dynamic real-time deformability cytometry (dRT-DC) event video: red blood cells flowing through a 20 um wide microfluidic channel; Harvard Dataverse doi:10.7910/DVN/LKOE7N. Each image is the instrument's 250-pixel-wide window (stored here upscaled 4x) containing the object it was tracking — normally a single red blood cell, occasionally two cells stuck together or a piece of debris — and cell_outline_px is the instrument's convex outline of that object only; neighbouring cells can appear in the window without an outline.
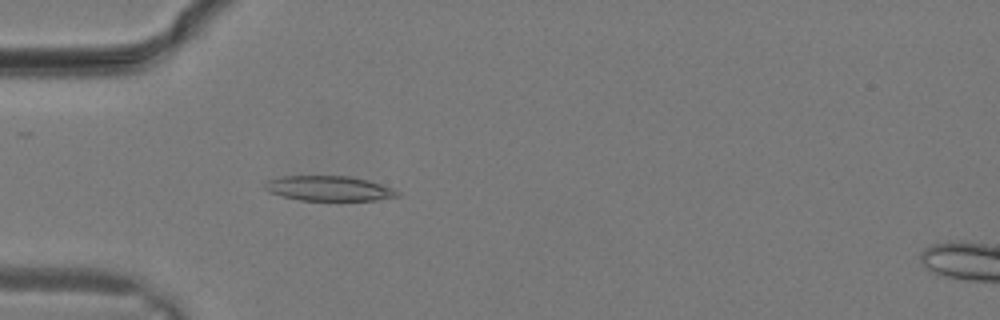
{"species": "common noctule bat (a hibernating species)", "species_latin": "Nyctalus noctula", "temperature_condition": "warm", "stored_images_in_passage": 20, "camera_frame_rate_fps": 3000, "um_per_image_px": 0.085, "animal": {"sex": "male", "body_mass_g": 19.2, "forearm_length_mm": 51.8}, "frame": {"image": 1, "passage_image": 2, "time_ms": 0.333, "image_size_px": [1000, 320], "cell_outline_px": [[400, 196], [376, 200], [300, 200], [268, 192], [264, 188], [264, 184], [268, 180], [284, 176], [352, 176], [368, 180], [392, 188], [400, 192]], "centroid_in_image_um": [27.97, 16.01], "position_along_channel_um": 57.0, "area_um2": 19.19}}
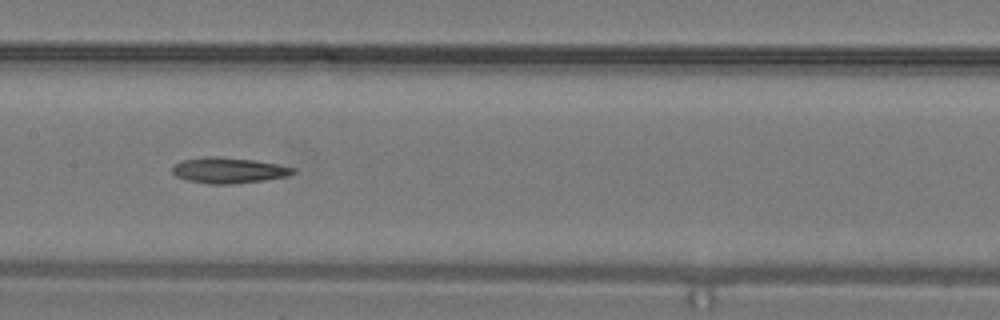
{"frame": {"image": 2, "passage_image": 8, "time_ms": 2.333, "image_size_px": [1000, 320], "cell_outline_px": [[296, 172], [288, 176], [264, 180], [232, 184], [208, 184], [188, 180], [176, 176], [172, 172], [172, 164], [180, 160], [204, 156], [220, 156], [256, 160], [296, 168]], "centroid_in_image_um": [19.4, 14.46], "position_along_channel_um": 188.0, "area_um2": 18.38}}
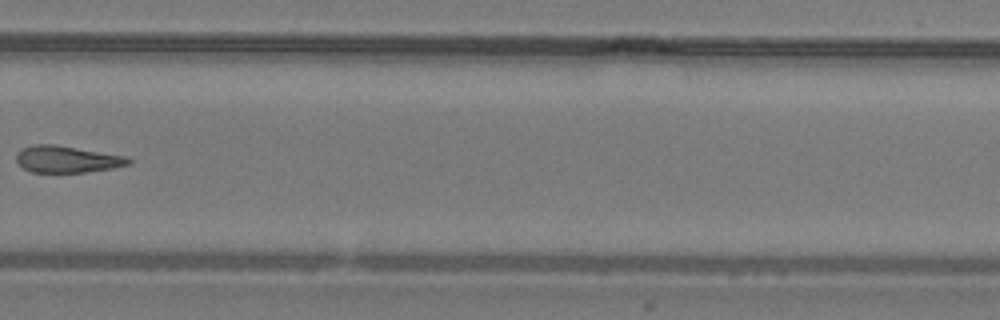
{"frame": {"image": 3, "passage_image": 14, "time_ms": 4.333, "image_size_px": [1000, 320], "cell_outline_px": [[132, 160], [128, 164], [112, 168], [84, 172], [28, 172], [16, 160], [16, 152], [32, 144], [56, 144], [128, 156]], "centroid_in_image_um": [5.69, 13.52], "position_along_channel_um": 324.1, "area_um2": 17.57}}